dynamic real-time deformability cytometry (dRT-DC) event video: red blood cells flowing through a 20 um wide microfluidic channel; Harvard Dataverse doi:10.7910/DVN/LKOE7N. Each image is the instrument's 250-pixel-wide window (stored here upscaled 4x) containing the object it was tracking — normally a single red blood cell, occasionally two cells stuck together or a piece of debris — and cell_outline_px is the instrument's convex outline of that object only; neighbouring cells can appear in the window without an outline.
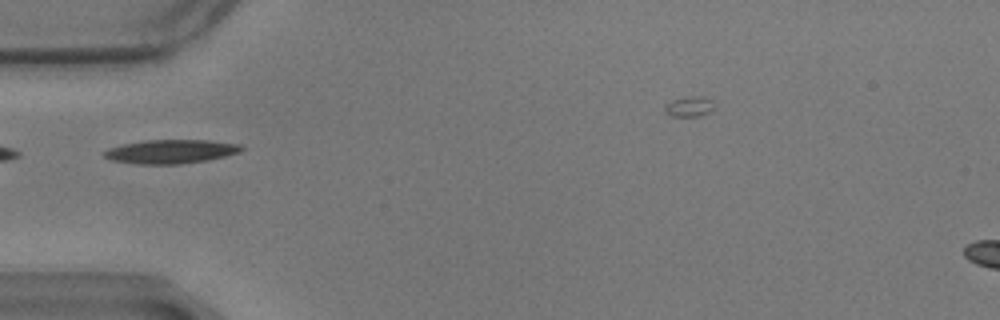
{"species": "common noctule bat (a hibernating species)", "species_latin": "Nyctalus noctula", "temperature_condition": "warm", "stored_images_in_passage": 17, "camera_frame_rate_fps": 3000, "um_per_image_px": 0.085, "animal": {"sex": "male", "body_mass_g": 17.9}, "frame": {"image": 1, "passage_image": 1, "time_ms": 0.0, "image_size_px": [1000, 320], "cell_outline_px": [[244, 148], [240, 152], [208, 160], [180, 164], [136, 164], [112, 160], [104, 156], [100, 152], [108, 148], [124, 144], [144, 140], [208, 140], [240, 144]], "centroid_in_image_um": [14.5, 12.88], "position_along_channel_um": 70.5, "area_um2": 19.13}}
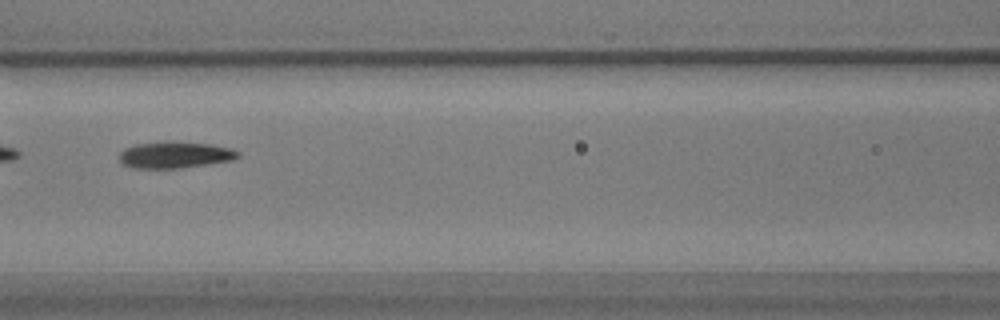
{"frame": {"image": 2, "passage_image": 8, "time_ms": 2.333, "image_size_px": [1000, 320], "cell_outline_px": [[240, 156], [232, 160], [180, 168], [132, 168], [124, 164], [120, 160], [120, 152], [124, 148], [136, 144], [168, 140], [172, 140], [212, 144], [232, 148], [240, 152]], "centroid_in_image_um": [14.89, 13.14], "position_along_channel_um": 151.7, "area_um2": 18.61}}
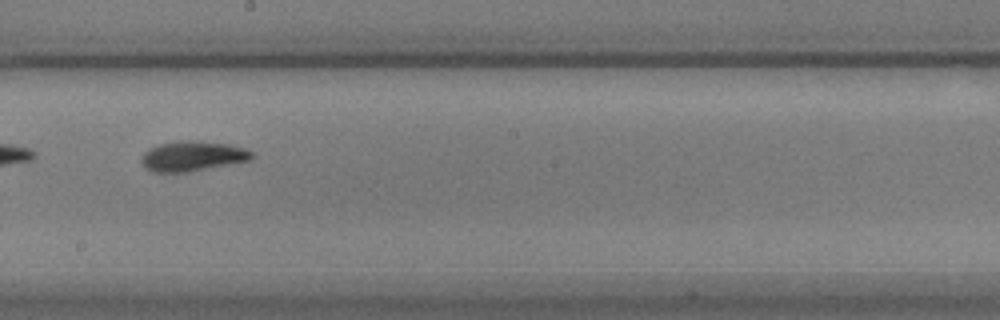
{"frame": {"image": 3, "passage_image": 15, "time_ms": 4.667, "image_size_px": [1000, 320], "cell_outline_px": [[252, 156], [248, 160], [188, 172], [152, 172], [144, 168], [140, 160], [144, 152], [148, 148], [160, 144], [180, 140], [196, 140], [228, 144], [244, 148], [252, 152]], "centroid_in_image_um": [16.28, 13.26], "position_along_channel_um": 231.9, "area_um2": 19.25}}